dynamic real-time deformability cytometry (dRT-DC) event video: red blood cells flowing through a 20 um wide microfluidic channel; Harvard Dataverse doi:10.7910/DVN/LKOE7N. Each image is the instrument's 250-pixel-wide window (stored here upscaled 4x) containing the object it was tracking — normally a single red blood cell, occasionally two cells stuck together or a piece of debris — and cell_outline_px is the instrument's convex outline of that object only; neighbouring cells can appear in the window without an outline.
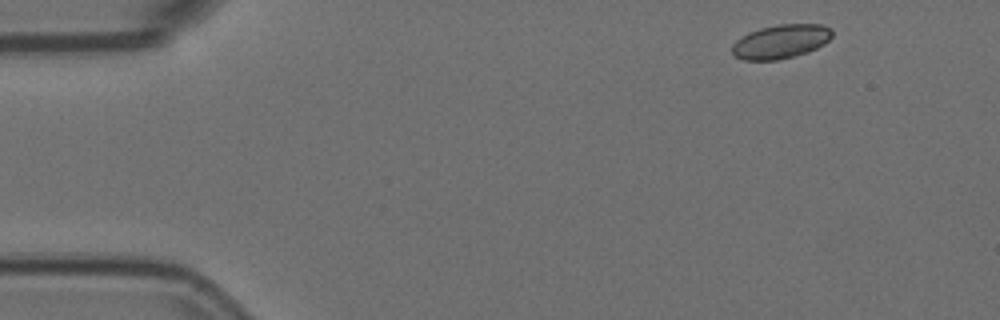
{"species": "Egyptian fruit bat (a non-hibernating species)", "species_latin": "Rousettus aegyptiacus", "temperature_condition": "room temperature", "stored_images_in_passage": 3, "camera_frame_rate_fps": 3000, "um_per_image_px": 0.085, "animal": {"sex": "female"}, "frame": {"image": 1, "passage_image": 1, "time_ms": 0.0, "image_size_px": [1000, 320], "cell_outline_px": [[832, 36], [824, 44], [808, 52], [776, 60], [744, 60], [736, 56], [732, 52], [732, 44], [736, 40], [748, 32], [760, 28], [780, 24], [820, 24], [832, 28]], "centroid_in_image_um": [66.37, 3.52], "position_along_channel_um": 18.6, "area_um2": 19.71}}